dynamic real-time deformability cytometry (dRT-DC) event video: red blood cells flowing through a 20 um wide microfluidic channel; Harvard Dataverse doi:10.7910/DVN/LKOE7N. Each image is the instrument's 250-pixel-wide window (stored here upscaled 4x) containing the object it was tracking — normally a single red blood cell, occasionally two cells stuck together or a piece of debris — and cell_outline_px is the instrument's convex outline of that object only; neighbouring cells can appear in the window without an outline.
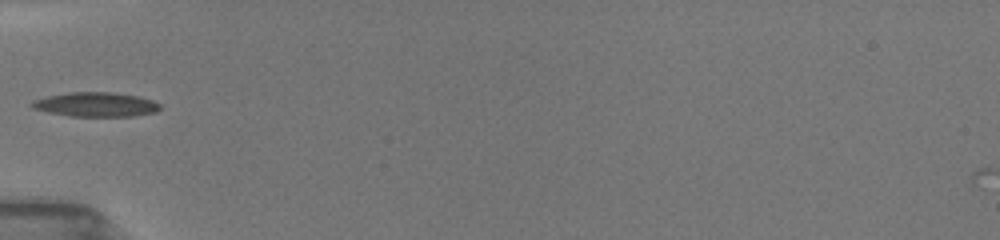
{"species": "common noctule bat (a hibernating species)", "species_latin": "Nyctalus noctula", "temperature_condition": "room temperature", "stored_images_in_passage": 14, "segment_of_instrument_passage": [2, 2], "camera_frame_rate_fps": 3000, "um_per_image_px": 0.085, "animal": {"sex": "female", "body_mass_g": 19.5, "forearm_length_mm": 54.1}, "frame": {"image": 1, "passage_image": 9, "time_ms": 5.667, "image_size_px": [1000, 240], "cell_outline_px": [[160, 108], [156, 112], [132, 116], [68, 116], [48, 112], [32, 108], [28, 104], [32, 100], [48, 96], [68, 92], [112, 92], [136, 96], [152, 100], [160, 104]], "centroid_in_image_um": [8.1, 8.88], "position_along_channel_um": 76.9, "area_um2": 18.21}}
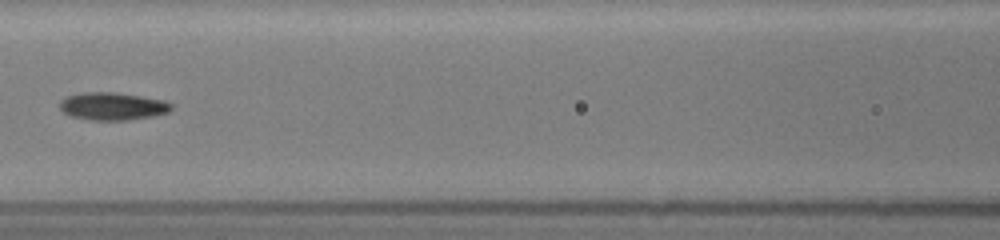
{"frame": {"image": 2, "passage_image": 11, "time_ms": 7.667, "image_size_px": [1000, 240], "cell_outline_px": [[172, 108], [168, 112], [156, 116], [128, 120], [92, 120], [72, 116], [64, 112], [60, 108], [60, 100], [64, 96], [80, 92], [116, 92], [164, 100], [172, 104]], "centroid_in_image_um": [9.56, 9.02], "position_along_channel_um": 157.0, "area_um2": 18.15}}
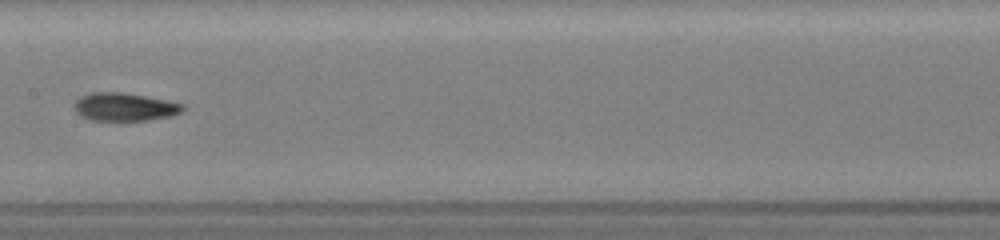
{"frame": {"image": 3, "passage_image": 12, "time_ms": 8.667, "image_size_px": [1000, 240], "cell_outline_px": [[184, 108], [180, 112], [172, 116], [148, 120], [92, 120], [80, 116], [76, 112], [76, 100], [80, 96], [92, 92], [124, 92], [184, 104]], "centroid_in_image_um": [10.58, 9.08], "position_along_channel_um": 196.8, "area_um2": 17.57}}